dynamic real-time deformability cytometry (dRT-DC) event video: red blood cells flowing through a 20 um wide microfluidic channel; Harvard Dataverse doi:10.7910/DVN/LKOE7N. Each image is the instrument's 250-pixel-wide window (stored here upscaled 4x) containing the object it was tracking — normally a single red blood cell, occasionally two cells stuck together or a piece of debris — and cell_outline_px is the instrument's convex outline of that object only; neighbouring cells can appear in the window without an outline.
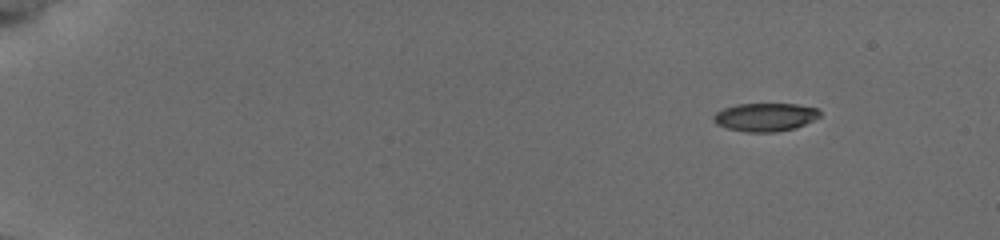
{"species": "common noctule bat (a hibernating species)", "species_latin": "Nyctalus noctula", "temperature_condition": "cold", "stored_images_in_passage": 22, "camera_frame_rate_fps": 3000, "um_per_image_px": 0.085, "animal": {"sex": "female", "body_mass_g": 19.5, "forearm_length_mm": 54.1}, "frame": {"image": 1, "passage_image": 1, "time_ms": 0.0, "image_size_px": [1000, 240], "cell_outline_px": [[820, 116], [796, 128], [776, 132], [748, 132], [728, 128], [716, 124], [712, 120], [712, 116], [716, 112], [724, 108], [736, 104], [796, 104], [816, 108], [820, 112]], "centroid_in_image_um": [65.01, 9.95], "position_along_channel_um": 20.0, "area_um2": 17.46}}
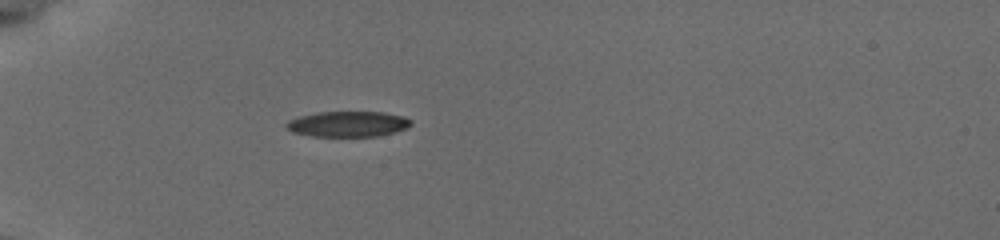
{"frame": {"image": 2, "passage_image": 16, "time_ms": 4.0, "image_size_px": [1000, 240], "cell_outline_px": [[412, 124], [404, 128], [392, 132], [376, 136], [312, 136], [292, 132], [284, 128], [284, 124], [288, 120], [296, 116], [316, 112], [384, 112], [404, 116], [412, 120]], "centroid_in_image_um": [29.49, 10.53], "position_along_channel_um": 55.5, "area_um2": 18.67}}
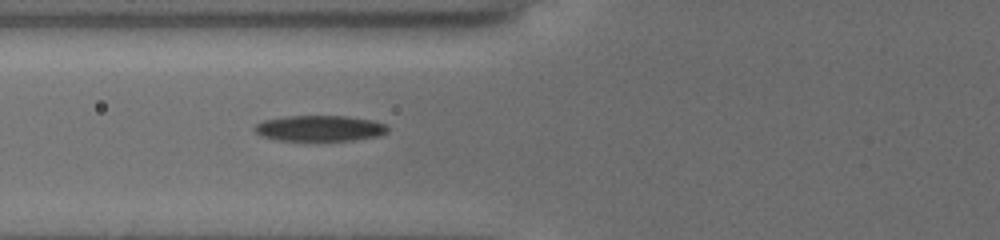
{"frame": {"image": 3, "passage_image": 22, "time_ms": 5.667, "image_size_px": [1000, 240], "cell_outline_px": [[388, 132], [376, 136], [352, 140], [276, 140], [260, 136], [252, 128], [256, 124], [264, 120], [284, 116], [348, 116], [372, 120], [384, 124], [388, 128]], "centroid_in_image_um": [27.13, 10.9], "position_along_channel_um": 98.7, "area_um2": 19.94}}